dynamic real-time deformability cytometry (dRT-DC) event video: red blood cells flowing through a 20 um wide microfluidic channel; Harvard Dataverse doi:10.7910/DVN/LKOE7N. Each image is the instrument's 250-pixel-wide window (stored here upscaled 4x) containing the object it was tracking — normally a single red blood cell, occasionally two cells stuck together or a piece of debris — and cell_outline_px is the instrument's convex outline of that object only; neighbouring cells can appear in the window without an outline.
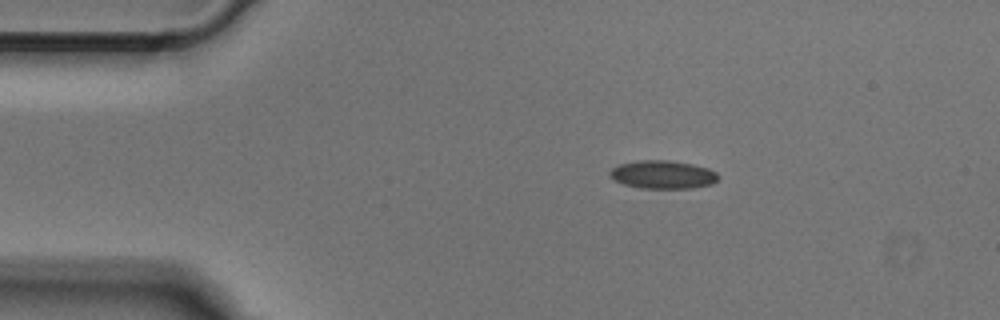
{"species": "Egyptian fruit bat (a non-hibernating species)", "species_latin": "Rousettus aegyptiacus", "temperature_condition": "cold", "stored_images_in_passage": 42, "camera_frame_rate_fps": 3000, "um_per_image_px": 0.085, "animal": {"sex": "male"}, "frame": {"image": 1, "passage_image": 1, "time_ms": 0.0, "image_size_px": [1000, 320], "cell_outline_px": [[720, 176], [712, 184], [692, 188], [640, 188], [624, 184], [608, 176], [608, 172], [612, 168], [620, 164], [636, 160], [668, 160], [692, 164], [708, 168], [716, 172]], "centroid_in_image_um": [56.33, 14.83], "position_along_channel_um": 28.7, "area_um2": 17.86}}
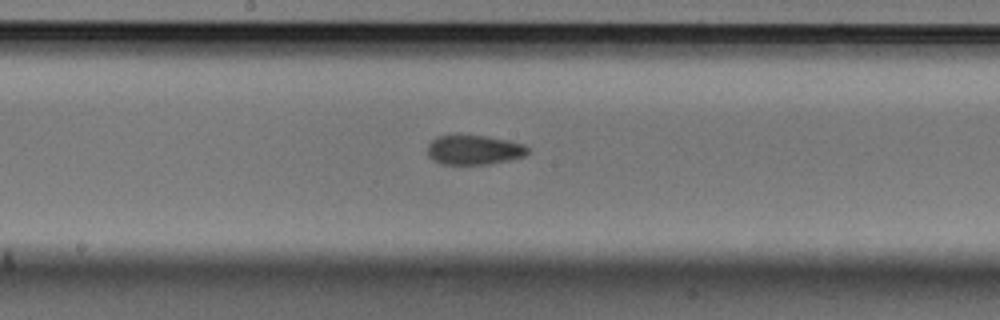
{"frame": {"image": 2, "passage_image": 18, "time_ms": 5.667, "image_size_px": [1000, 320], "cell_outline_px": [[528, 152], [524, 156], [508, 160], [488, 164], [440, 164], [432, 160], [428, 156], [428, 144], [436, 136], [488, 136], [508, 140], [524, 144], [528, 148]], "centroid_in_image_um": [40.28, 12.75], "position_along_channel_um": 207.9, "area_um2": 17.17}}
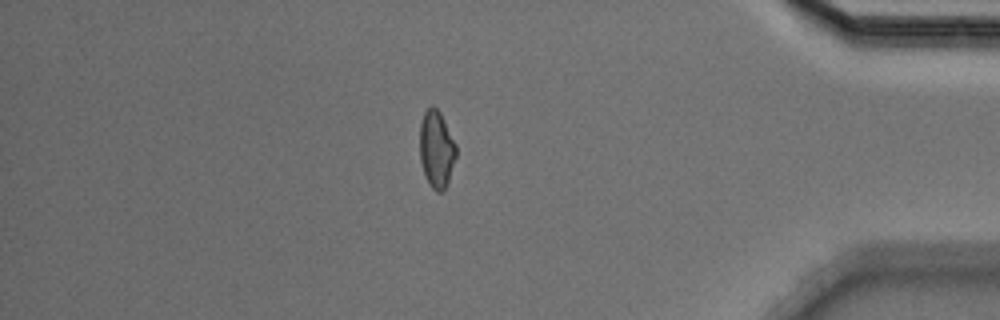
{"frame": {"image": 3, "passage_image": 35, "time_ms": 11.333, "image_size_px": [1000, 320], "cell_outline_px": [[456, 156], [448, 184], [444, 192], [436, 192], [432, 188], [424, 176], [420, 160], [420, 124], [424, 112], [432, 104], [440, 112], [456, 144]], "centroid_in_image_um": [37.1, 12.72], "position_along_channel_um": 398.1, "area_um2": 16.53}}